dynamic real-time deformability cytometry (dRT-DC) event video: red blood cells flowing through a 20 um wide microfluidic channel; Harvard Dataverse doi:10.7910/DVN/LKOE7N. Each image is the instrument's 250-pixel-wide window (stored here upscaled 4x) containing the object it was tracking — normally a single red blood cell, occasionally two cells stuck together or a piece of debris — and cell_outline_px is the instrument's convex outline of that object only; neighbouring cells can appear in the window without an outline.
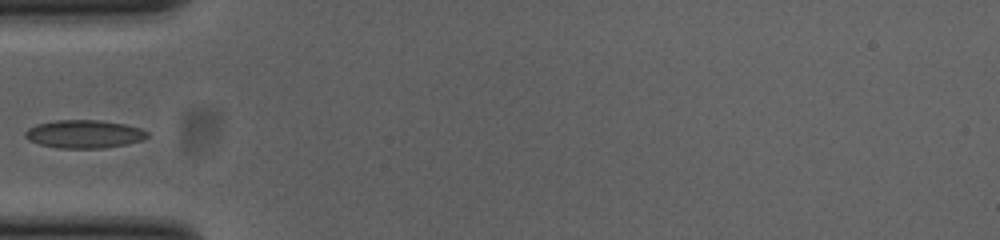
{"species": "common noctule bat (a hibernating species)", "species_latin": "Nyctalus noctula", "temperature_condition": "cold", "stored_images_in_passage": 36, "camera_frame_rate_fps": 3000, "um_per_image_px": 0.085, "animal": {"sex": "female", "body_mass_g": 23.0, "forearm_length_mm": 53.4}, "frame": {"image": 1, "passage_image": 1, "time_ms": 0.0, "image_size_px": [1000, 240], "cell_outline_px": [[148, 136], [140, 140], [124, 144], [104, 148], [60, 148], [40, 144], [28, 140], [24, 136], [24, 132], [28, 128], [36, 124], [56, 120], [100, 120], [124, 124], [140, 128], [148, 132]], "centroid_in_image_um": [7.11, 11.39], "position_along_channel_um": 77.9, "area_um2": 19.88}}
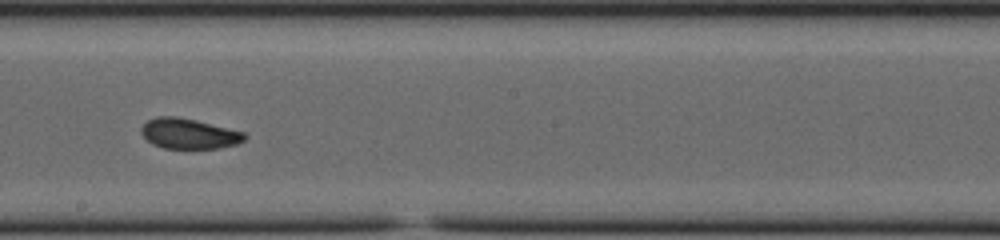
{"frame": {"image": 2, "passage_image": 13, "time_ms": 4.0, "image_size_px": [1000, 240], "cell_outline_px": [[248, 136], [244, 140], [236, 144], [216, 148], [164, 148], [152, 144], [140, 132], [140, 128], [148, 120], [156, 116], [176, 116], [196, 120], [244, 132]], "centroid_in_image_um": [16.04, 11.35], "position_along_channel_um": 232.2, "area_um2": 18.15}}
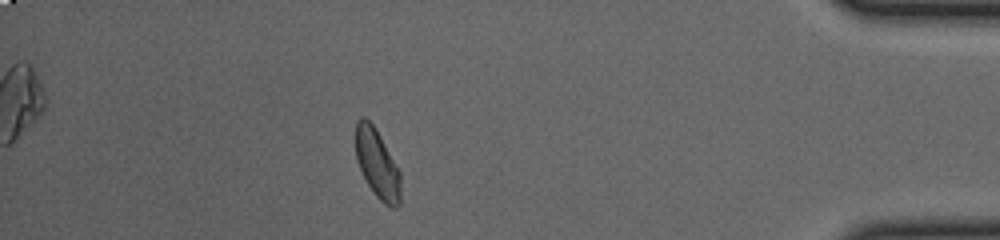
{"frame": {"image": 3, "passage_image": 30, "time_ms": 9.667, "image_size_px": [1000, 240], "cell_outline_px": [[400, 204], [396, 208], [388, 208], [376, 196], [368, 184], [356, 160], [356, 120], [360, 116], [364, 116], [372, 124], [380, 136], [400, 172]], "centroid_in_image_um": [32.06, 13.94], "position_along_channel_um": 403.1, "area_um2": 17.92}}